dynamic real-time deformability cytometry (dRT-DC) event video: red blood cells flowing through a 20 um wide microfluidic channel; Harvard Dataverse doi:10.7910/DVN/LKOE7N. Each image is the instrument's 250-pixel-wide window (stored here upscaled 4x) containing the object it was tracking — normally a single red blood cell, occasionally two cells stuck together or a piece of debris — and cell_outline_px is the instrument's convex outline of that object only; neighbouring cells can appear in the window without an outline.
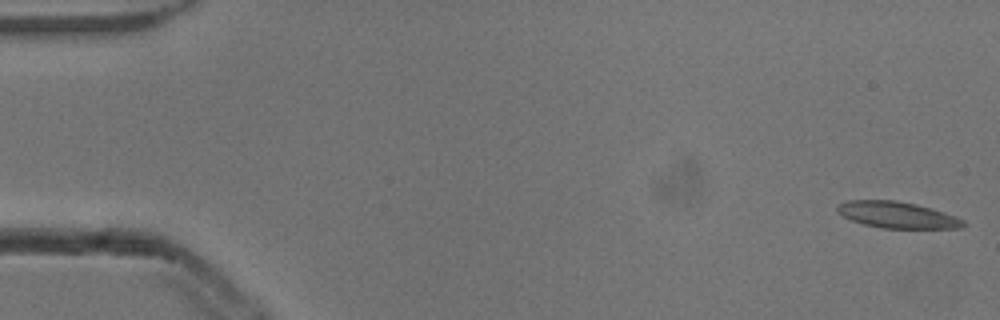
{"species": "common noctule bat (a hibernating species)", "species_latin": "Nyctalus noctula", "temperature_condition": "cold", "stored_images_in_passage": 53, "camera_frame_rate_fps": 3000, "um_per_image_px": 0.085, "animal": {"sex": "male", "body_mass_g": 13.3}, "frame": {"image": 1, "passage_image": 1, "time_ms": 0.0, "image_size_px": [1000, 320], "cell_outline_px": [[964, 228], [880, 228], [864, 224], [852, 220], [836, 212], [836, 204], [848, 200], [896, 200], [916, 204], [944, 212], [956, 216], [964, 220]], "centroid_in_image_um": [76.24, 18.26], "position_along_channel_um": 8.8, "area_um2": 19.42}}
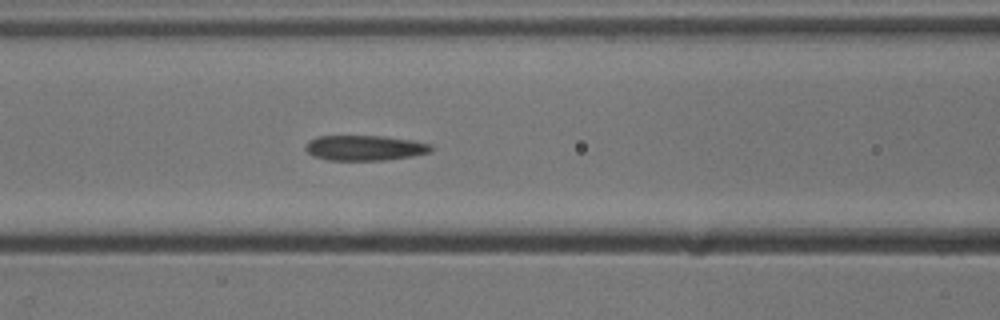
{"frame": {"image": 2, "passage_image": 22, "time_ms": 7.0, "image_size_px": [1000, 320], "cell_outline_px": [[432, 152], [412, 156], [384, 160], [328, 160], [316, 156], [308, 152], [304, 148], [308, 140], [316, 136], [384, 136], [412, 140], [432, 144]], "centroid_in_image_um": [31.02, 12.56], "position_along_channel_um": 135.6, "area_um2": 18.5}}
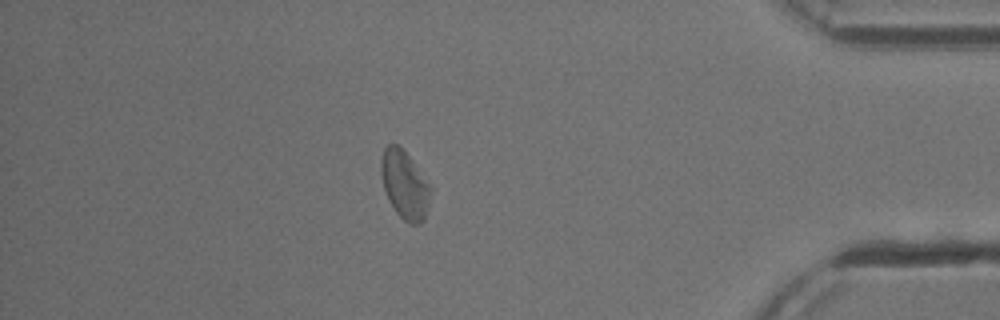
{"frame": {"image": 3, "passage_image": 46, "time_ms": 15.0, "image_size_px": [1000, 320], "cell_outline_px": [[432, 192], [424, 220], [420, 224], [408, 224], [396, 212], [388, 200], [384, 188], [380, 172], [380, 160], [384, 148], [388, 144], [396, 144], [408, 156], [432, 188]], "centroid_in_image_um": [34.39, 15.74], "position_along_channel_um": 400.8, "area_um2": 19.54}, "authors_computed_cell_mechanics": {"area_um2": 19.3052, "velocity_mm_per_s": 3.842, "shape_relaxation_time_tau1_ms": 10.8292, "shape_relaxation_time_tau2_ms": 4.6573, "deformation_change_tau1": 0.1787, "deformation_change_tau2": 0.1183}}